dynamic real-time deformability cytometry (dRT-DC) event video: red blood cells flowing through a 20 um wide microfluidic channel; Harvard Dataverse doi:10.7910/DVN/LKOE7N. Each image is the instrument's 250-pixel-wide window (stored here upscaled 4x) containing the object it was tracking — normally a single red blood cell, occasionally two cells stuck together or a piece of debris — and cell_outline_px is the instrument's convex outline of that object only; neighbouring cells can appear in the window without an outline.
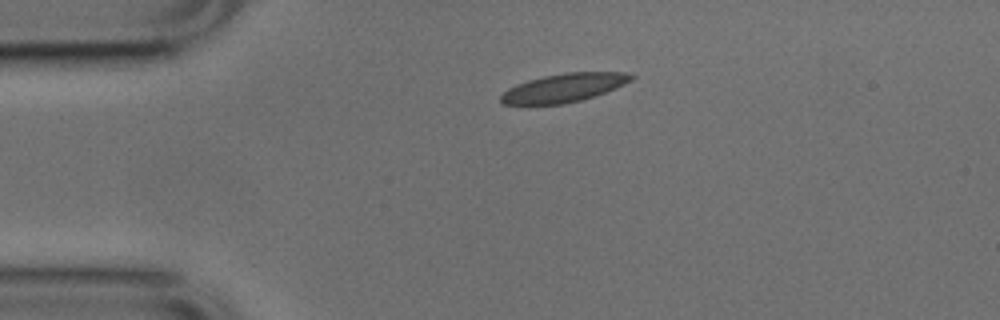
{"species": "common noctule bat (a hibernating species)", "species_latin": "Nyctalus noctula", "temperature_condition": "cold", "stored_images_in_passage": 42, "camera_frame_rate_fps": 3000, "um_per_image_px": 0.085, "animal": {"sex": "male", "body_mass_g": 17.9, "forearm_length_mm": 54.2}, "frame": {"image": 1, "passage_image": 1, "time_ms": 0.0, "image_size_px": [1000, 320], "cell_outline_px": [[636, 76], [632, 80], [616, 88], [580, 100], [564, 104], [500, 104], [500, 96], [508, 88], [516, 84], [528, 80], [544, 76], [564, 72], [628, 72]], "centroid_in_image_um": [47.93, 7.45], "position_along_channel_um": 37.1, "area_um2": 21.62}}
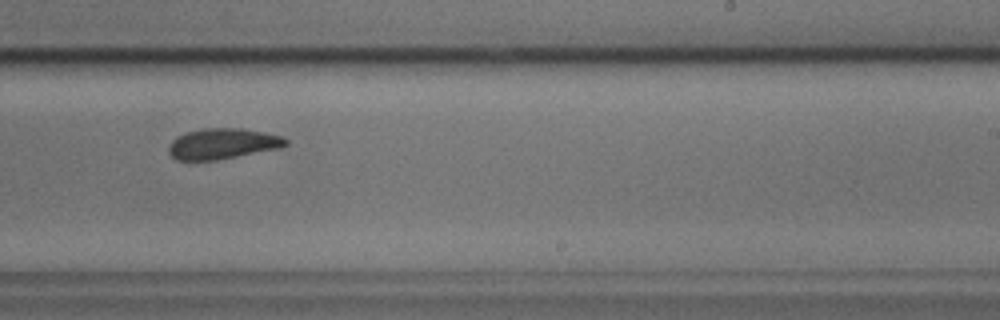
{"frame": {"image": 2, "passage_image": 22, "time_ms": 7.0, "image_size_px": [1000, 320], "cell_outline_px": [[288, 144], [280, 148], [216, 160], [176, 160], [168, 152], [168, 148], [172, 140], [176, 136], [188, 132], [208, 128], [240, 128], [264, 132], [280, 136], [288, 140]], "centroid_in_image_um": [18.91, 12.22], "position_along_channel_um": 270.1, "area_um2": 20.75}}
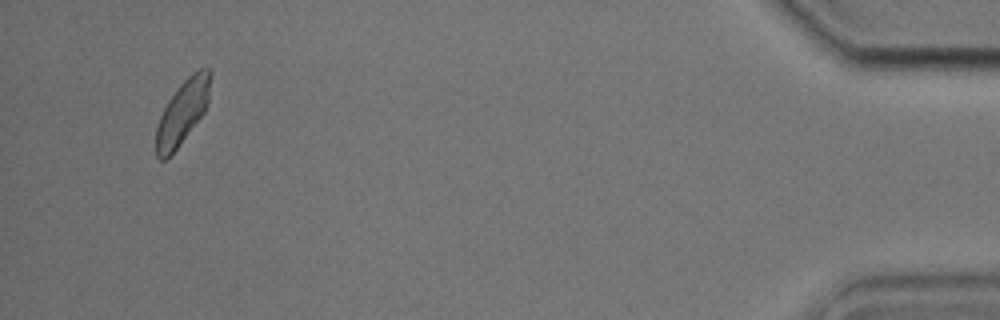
{"frame": {"image": 3, "passage_image": 40, "time_ms": 13.0, "image_size_px": [1000, 320], "cell_outline_px": [[212, 72], [208, 104], [204, 112], [176, 148], [164, 160], [160, 160], [156, 156], [156, 128], [160, 116], [168, 100], [180, 84], [192, 72], [200, 68], [212, 68]], "centroid_in_image_um": [15.53, 9.47], "position_along_channel_um": 419.7, "area_um2": 20.06}, "authors_computed_cell_mechanics": {"area_um2": 21.2126, "velocity_mm_per_s": 3.7679, "shape_relaxation_time_tau1_ms": 5.3168, "shape_relaxation_time_tau2_ms": 1.8876, "deformation_change_tau1": 0.1483, "deformation_change_tau2": 0.0823}}